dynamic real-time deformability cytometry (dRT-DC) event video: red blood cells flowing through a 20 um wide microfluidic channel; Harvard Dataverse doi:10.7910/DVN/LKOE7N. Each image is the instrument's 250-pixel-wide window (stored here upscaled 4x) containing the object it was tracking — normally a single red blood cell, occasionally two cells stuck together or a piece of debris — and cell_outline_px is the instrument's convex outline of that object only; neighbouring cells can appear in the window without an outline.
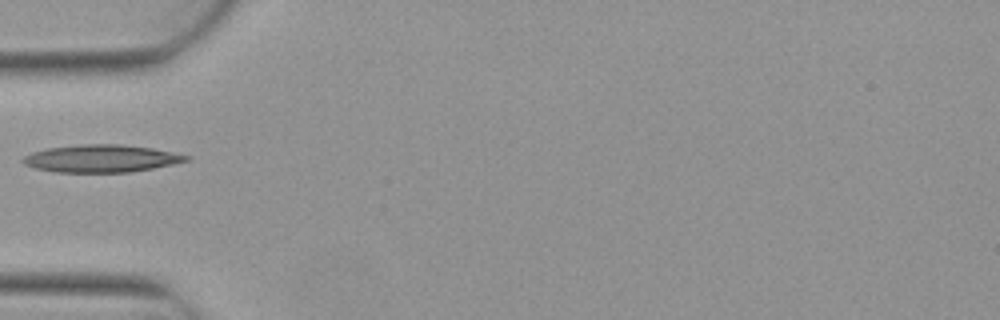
{"species": "Egyptian fruit bat (a non-hibernating species)", "species_latin": "Rousettus aegyptiacus", "temperature_condition": "warm", "stored_images_in_passage": 1, "camera_frame_rate_fps": 3000, "um_per_image_px": 0.085, "animal": {"sex": "female"}, "frame": {"image": 1, "passage_image": 1, "time_ms": 0.0, "image_size_px": [1000, 320], "cell_outline_px": [[192, 156], [188, 160], [172, 164], [132, 172], [56, 172], [36, 168], [24, 164], [20, 160], [24, 156], [32, 152], [48, 148], [80, 144], [120, 144], [152, 148]], "centroid_in_image_um": [8.59, 13.47], "position_along_channel_um": 76.4, "area_um2": 26.07}}